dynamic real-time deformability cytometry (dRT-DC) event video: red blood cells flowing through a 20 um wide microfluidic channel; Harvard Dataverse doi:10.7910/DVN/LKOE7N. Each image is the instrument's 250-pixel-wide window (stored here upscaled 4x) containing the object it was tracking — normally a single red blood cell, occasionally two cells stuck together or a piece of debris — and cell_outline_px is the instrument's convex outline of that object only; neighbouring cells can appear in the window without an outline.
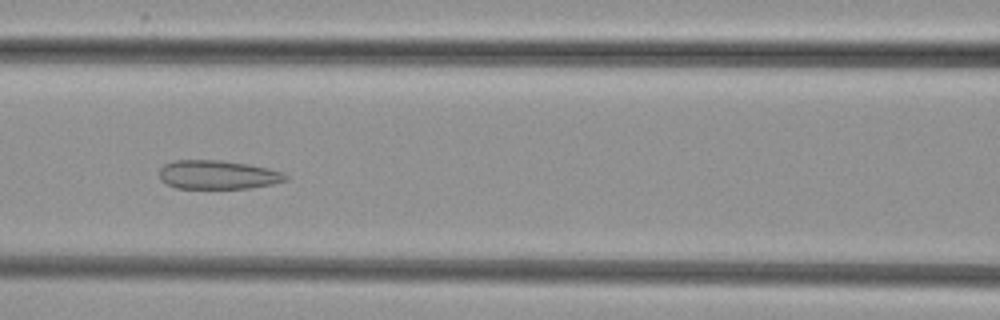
{"species": "common noctule bat (a hibernating species)", "species_latin": "Nyctalus noctula", "temperature_condition": "cold", "stored_images_in_passage": 45, "camera_frame_rate_fps": 3000, "um_per_image_px": 0.085, "animal": {"sex": "female", "body_mass_g": 29.2, "forearm_length_mm": 56.3}, "frame": {"image": 1, "passage_image": 15, "time_ms": 4.667, "image_size_px": [1000, 320], "cell_outline_px": [[288, 180], [272, 184], [248, 188], [176, 188], [160, 180], [160, 168], [164, 164], [176, 160], [220, 160], [248, 164], [268, 168], [284, 172], [288, 176]], "centroid_in_image_um": [18.53, 14.85], "position_along_channel_um": 148.1, "area_um2": 21.21}}
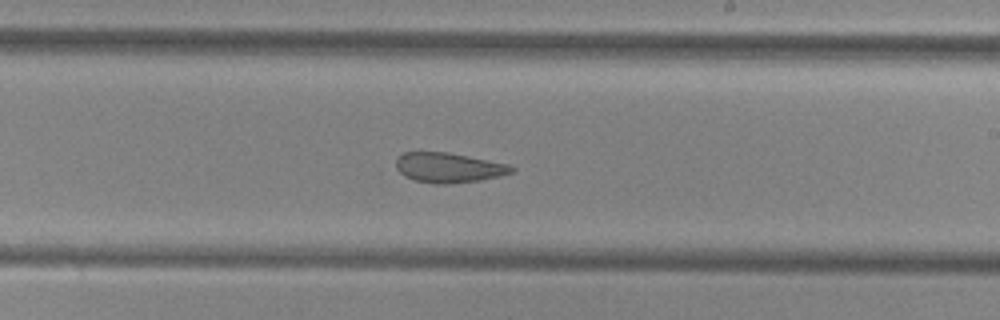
{"frame": {"image": 2, "passage_image": 23, "time_ms": 7.333, "image_size_px": [1000, 320], "cell_outline_px": [[516, 168], [512, 172], [500, 176], [480, 180], [448, 184], [436, 184], [416, 180], [404, 176], [396, 168], [396, 156], [404, 152], [448, 152], [508, 164]], "centroid_in_image_um": [38.11, 14.24], "position_along_channel_um": 250.9, "area_um2": 20.11}}
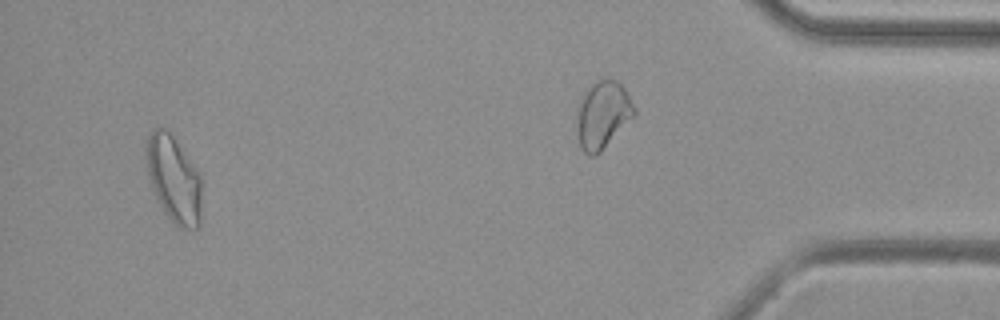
{"frame": {"image": 3, "passage_image": 42, "time_ms": 13.667, "image_size_px": [1000, 320], "cell_outline_px": [[204, 184], [200, 228], [176, 228], [164, 212], [156, 196], [148, 176], [144, 156], [144, 144], [148, 136], [156, 128], [168, 128], [200, 176]], "centroid_in_image_um": [14.79, 15.25], "position_along_channel_um": 420.4, "area_um2": 28.78}}